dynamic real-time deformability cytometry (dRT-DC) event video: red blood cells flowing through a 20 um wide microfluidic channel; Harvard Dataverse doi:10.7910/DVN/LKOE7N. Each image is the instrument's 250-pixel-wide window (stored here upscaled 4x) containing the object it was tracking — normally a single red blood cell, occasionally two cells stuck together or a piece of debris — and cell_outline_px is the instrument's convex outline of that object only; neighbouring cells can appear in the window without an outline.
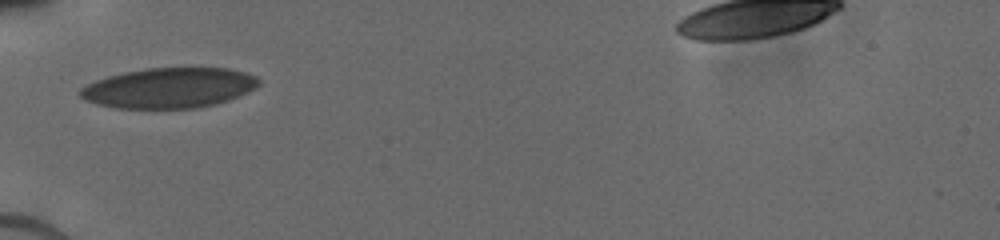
{"species": "human", "species_latin": "Homo sapiens", "temperature_condition": "cold", "stored_images_in_passage": 5, "camera_frame_rate_fps": 3000, "um_per_image_px": 0.085, "donor": {"sex": "male"}, "frame": {"image": 1, "passage_image": 1, "time_ms": 0.0, "image_size_px": [1000, 240], "cell_outline_px": [[260, 84], [256, 88], [248, 92], [228, 100], [216, 104], [196, 108], [116, 108], [96, 104], [84, 100], [80, 96], [80, 88], [96, 80], [108, 76], [124, 72], [148, 68], [228, 68], [244, 72], [256, 76], [260, 80]], "centroid_in_image_um": [14.38, 7.47], "position_along_channel_um": 70.6, "area_um2": 41.91}}
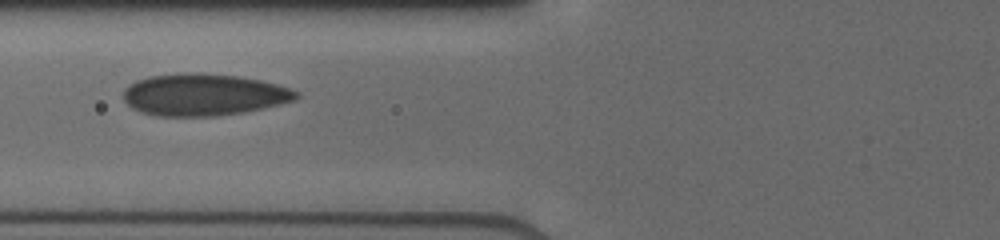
{"frame": {"image": 2, "passage_image": 4, "time_ms": 1.0, "image_size_px": [1000, 240], "cell_outline_px": [[300, 96], [296, 100], [280, 104], [244, 112], [216, 116], [156, 116], [140, 112], [132, 108], [124, 100], [124, 88], [128, 84], [136, 80], [148, 76], [180, 72], [200, 72], [240, 76], [260, 80], [276, 84], [300, 92]], "centroid_in_image_um": [17.29, 8.04], "position_along_channel_um": 108.5, "area_um2": 42.71}}